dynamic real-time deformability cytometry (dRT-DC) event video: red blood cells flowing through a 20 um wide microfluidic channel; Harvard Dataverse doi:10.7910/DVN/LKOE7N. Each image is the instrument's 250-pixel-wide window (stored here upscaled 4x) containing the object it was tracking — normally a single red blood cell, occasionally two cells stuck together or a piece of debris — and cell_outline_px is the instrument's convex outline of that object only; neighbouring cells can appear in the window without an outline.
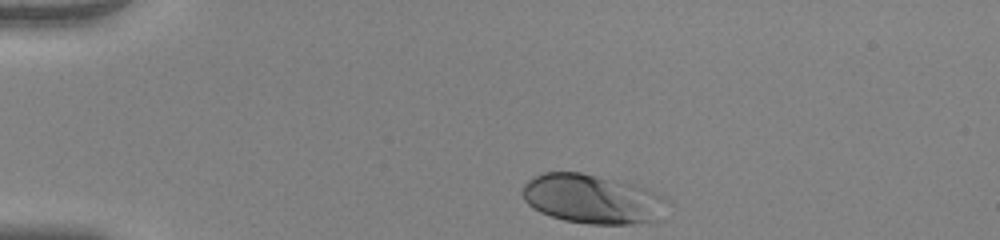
{"species": "human", "species_latin": "Homo sapiens", "temperature_condition": "warm", "stored_images_in_passage": 35, "camera_frame_rate_fps": 3000, "um_per_image_px": 0.085, "donor": {"sex": "female"}, "frame": {"image": 1, "passage_image": 1, "time_ms": 0.0, "image_size_px": [1000, 240], "cell_outline_px": [[664, 220], [632, 224], [588, 224], [564, 220], [540, 212], [532, 208], [524, 200], [520, 192], [524, 184], [528, 180], [544, 172], [580, 172], [632, 184], [644, 188], [660, 196]], "centroid_in_image_um": [50.26, 16.93], "position_along_channel_um": 34.7, "area_um2": 41.1}}
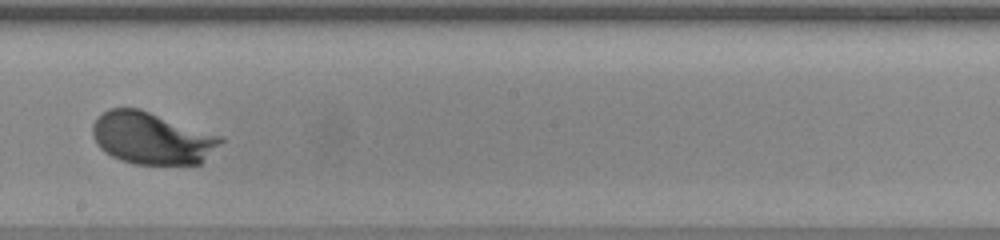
{"frame": {"image": 2, "passage_image": 21, "time_ms": 6.667, "image_size_px": [1000, 240], "cell_outline_px": [[224, 140], [200, 164], [132, 164], [120, 160], [104, 152], [96, 144], [92, 136], [92, 124], [108, 108], [140, 108], [224, 136]], "centroid_in_image_um": [12.91, 11.74], "position_along_channel_um": 235.3, "area_um2": 39.19}}
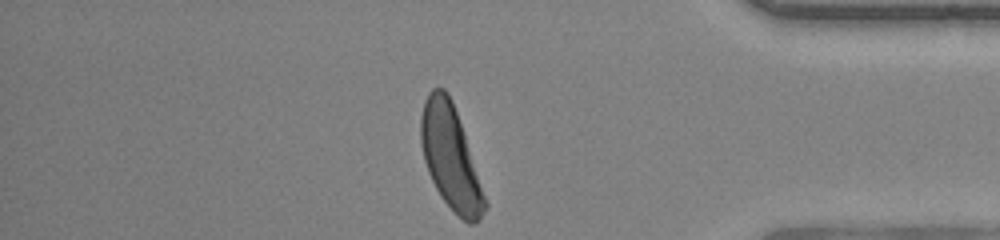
{"frame": {"image": 3, "passage_image": 35, "time_ms": 11.333, "image_size_px": [1000, 240], "cell_outline_px": [[488, 208], [480, 220], [476, 224], [468, 224], [440, 196], [428, 172], [424, 160], [420, 144], [420, 116], [424, 100], [428, 92], [432, 88], [444, 88], [448, 92], [452, 100], [488, 204]], "centroid_in_image_um": [38.28, 13.37], "position_along_channel_um": 396.9, "area_um2": 38.32}, "authors_computed_cell_mechanics": {"area_um2": 37.6278, "velocity_mm_per_s": 3.9305, "shape_relaxation_time_tau1_ms": 1.7002, "shape_relaxation_time_tau2_ms": null, "deformation_change_tau1": 0.1641, "deformation_change_tau2": null}}